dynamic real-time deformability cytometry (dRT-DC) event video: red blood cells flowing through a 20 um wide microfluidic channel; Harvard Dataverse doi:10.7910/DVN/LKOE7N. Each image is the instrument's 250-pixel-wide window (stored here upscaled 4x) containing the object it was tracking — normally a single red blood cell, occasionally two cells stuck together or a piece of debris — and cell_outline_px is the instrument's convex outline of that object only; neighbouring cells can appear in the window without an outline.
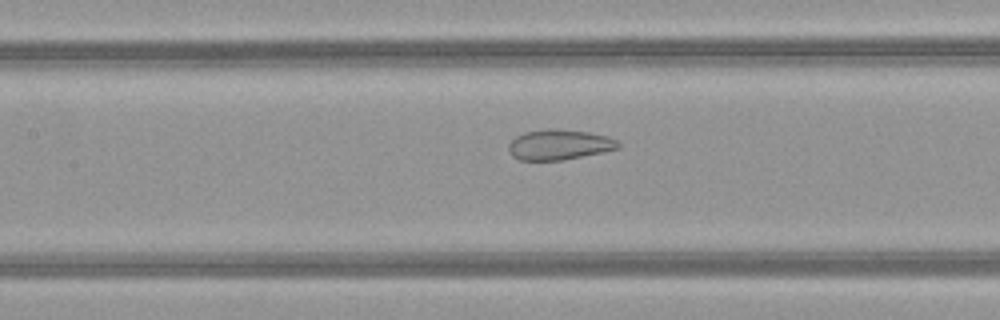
{"species": "common noctule bat (a hibernating species)", "species_latin": "Nyctalus noctula", "temperature_condition": "warm", "stored_images_in_passage": 51, "camera_frame_rate_fps": 3000, "um_per_image_px": 0.085, "animal": {"sex": "female", "body_mass_g": 21.9}, "frame": {"image": 1, "passage_image": 24, "time_ms": 7.667, "image_size_px": [1000, 320], "cell_outline_px": [[620, 148], [604, 152], [564, 160], [520, 160], [512, 156], [508, 152], [508, 144], [516, 136], [524, 132], [548, 128], [552, 128], [588, 132], [608, 136], [616, 140], [620, 144]], "centroid_in_image_um": [47.52, 12.3], "position_along_channel_um": 159.9, "area_um2": 19.54}}
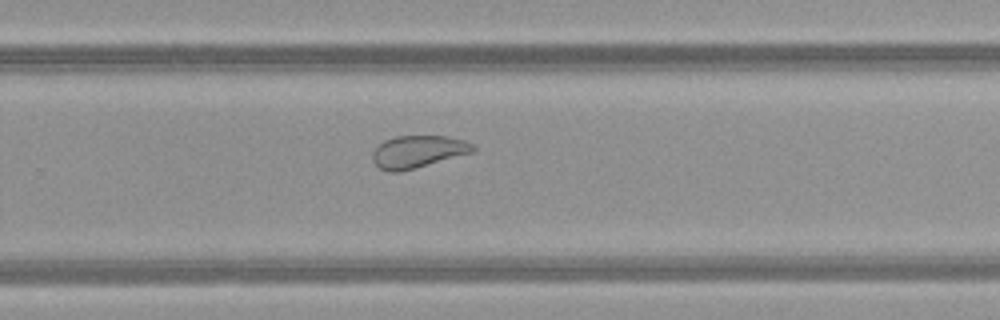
{"frame": {"image": 2, "passage_image": 34, "time_ms": 11.0, "image_size_px": [1000, 320], "cell_outline_px": [[476, 148], [472, 152], [416, 168], [400, 172], [388, 172], [380, 168], [372, 160], [372, 152], [384, 140], [396, 136], [448, 136], [464, 140], [472, 144]], "centroid_in_image_um": [35.5, 12.89], "position_along_channel_um": 294.3, "area_um2": 18.84}}
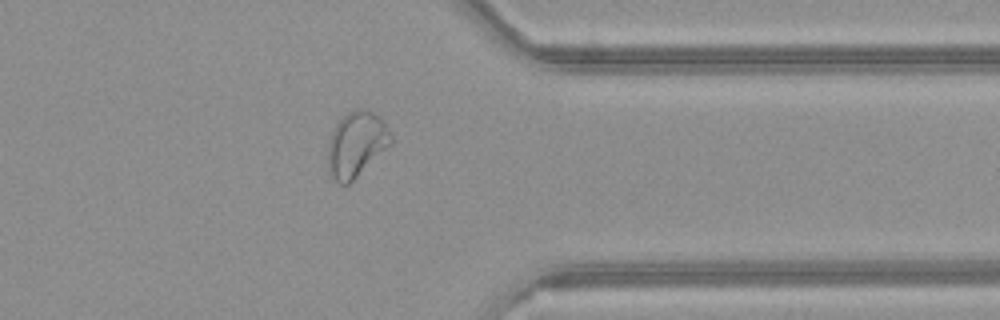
{"frame": {"image": 3, "passage_image": 41, "time_ms": 13.333, "image_size_px": [1000, 320], "cell_outline_px": [[392, 144], [348, 184], [340, 184], [328, 172], [328, 144], [332, 132], [336, 124], [348, 112], [356, 108], [364, 108], [380, 116], [388, 128], [392, 136]], "centroid_in_image_um": [30.3, 12.24], "position_along_channel_um": 381.1, "area_um2": 23.87}, "authors_computed_cell_mechanics": {"area_um2": 25.6054, "velocity_mm_per_s": 4.0488, "shape_relaxation_time_tau1_ms": null, "shape_relaxation_time_tau2_ms": 0.6726, "deformation_change_tau1": null, "deformation_change_tau2": 0.072}}